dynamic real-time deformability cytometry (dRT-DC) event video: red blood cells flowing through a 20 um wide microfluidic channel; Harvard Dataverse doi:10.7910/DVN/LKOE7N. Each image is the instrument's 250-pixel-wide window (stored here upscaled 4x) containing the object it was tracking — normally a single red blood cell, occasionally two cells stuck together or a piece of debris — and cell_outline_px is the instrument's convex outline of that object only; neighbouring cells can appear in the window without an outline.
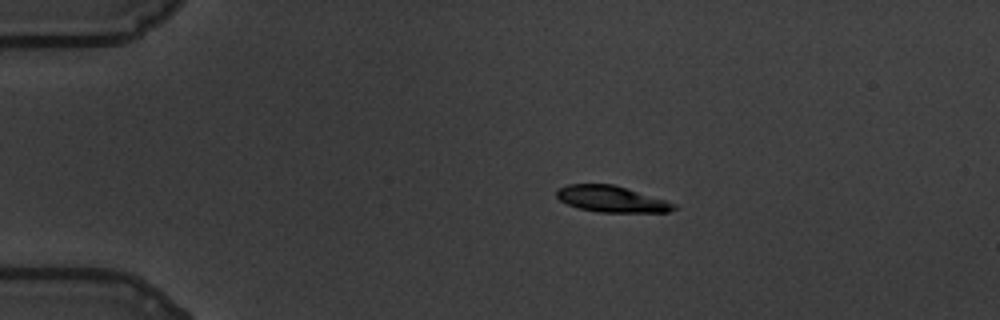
{"species": "common noctule bat (a hibernating species)", "species_latin": "Nyctalus noctula", "temperature_condition": "warm", "stored_images_in_passage": 48, "camera_frame_rate_fps": 3000, "um_per_image_px": 0.085, "animal": {"sex": "male", "body_mass_g": 19.5, "forearm_length_mm": 54.6}, "frame": {"image": 1, "passage_image": 1, "time_ms": 0.0, "image_size_px": [1000, 320], "cell_outline_px": [[676, 208], [668, 212], [596, 212], [580, 208], [568, 204], [560, 200], [556, 196], [556, 188], [568, 184], [612, 184], [664, 200], [676, 204]], "centroid_in_image_um": [51.92, 16.92], "position_along_channel_um": 33.1, "area_um2": 17.69}}
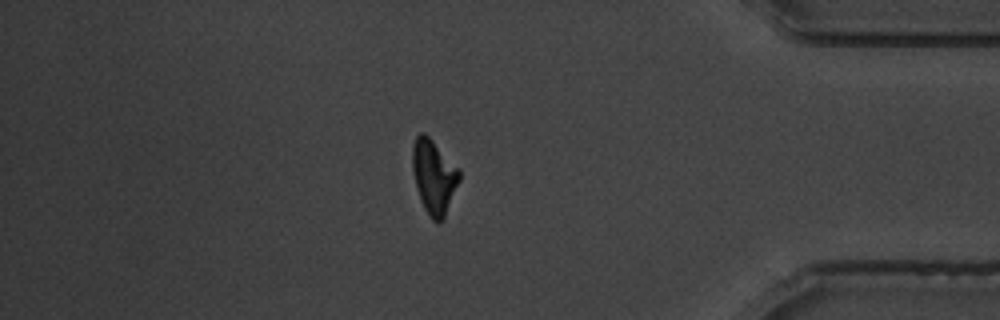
{"frame": {"image": 2, "passage_image": 40, "time_ms": 13.0, "image_size_px": [1000, 320], "cell_outline_px": [[460, 180], [444, 216], [440, 220], [432, 220], [428, 216], [420, 200], [416, 188], [412, 172], [412, 148], [416, 136], [420, 132], [424, 132], [460, 168]], "centroid_in_image_um": [36.86, 14.98], "position_along_channel_um": 398.3, "area_um2": 20.23}}
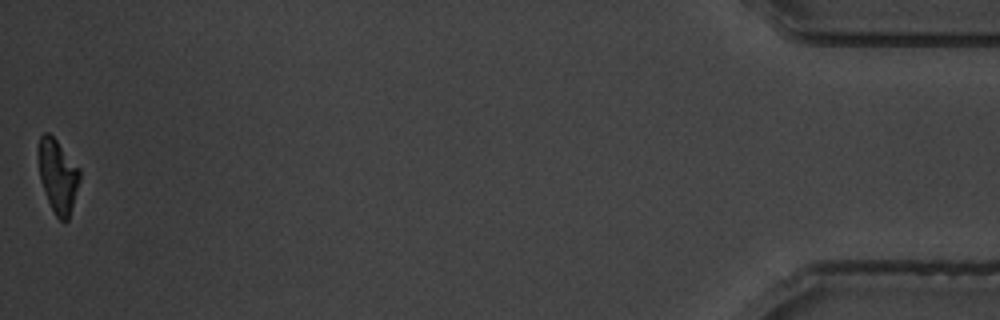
{"frame": {"image": 3, "passage_image": 48, "time_ms": 15.667, "image_size_px": [1000, 320], "cell_outline_px": [[80, 180], [68, 220], [64, 224], [56, 216], [48, 200], [40, 180], [36, 152], [36, 148], [40, 136], [44, 132], [48, 132], [56, 140], [80, 168]], "centroid_in_image_um": [4.89, 14.92], "position_along_channel_um": 430.3, "area_um2": 17.92}, "authors_computed_cell_mechanics": {"area_um2": 20.4034, "velocity_mm_per_s": 3.4568, "shape_relaxation_time_tau1_ms": 3.6026, "shape_relaxation_time_tau2_ms": 1.9181, "deformation_change_tau1": 0.1828, "deformation_change_tau2": 0.0806}}